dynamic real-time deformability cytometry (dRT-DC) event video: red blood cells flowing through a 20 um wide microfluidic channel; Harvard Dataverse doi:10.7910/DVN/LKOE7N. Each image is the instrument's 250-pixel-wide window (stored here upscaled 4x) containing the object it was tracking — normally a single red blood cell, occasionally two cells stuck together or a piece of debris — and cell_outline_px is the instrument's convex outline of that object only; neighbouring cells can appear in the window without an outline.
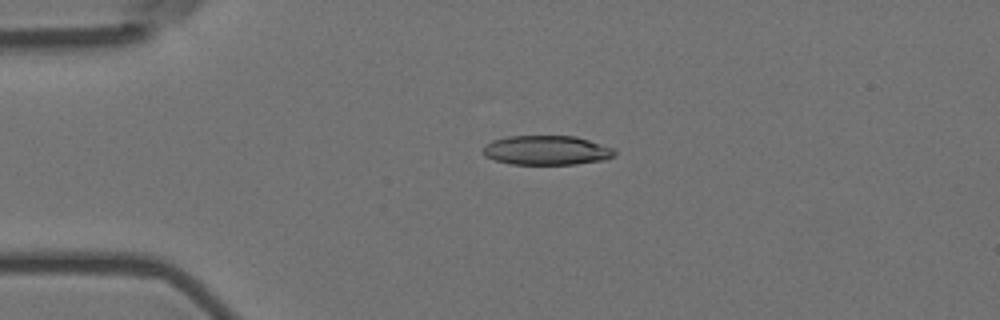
{"species": "Egyptian fruit bat (a non-hibernating species)", "species_latin": "Rousettus aegyptiacus", "temperature_condition": "room temperature", "stored_images_in_passage": 5, "camera_frame_rate_fps": 3000, "um_per_image_px": 0.085, "animal": {"sex": "female"}, "frame": {"image": 1, "passage_image": 4, "time_ms": 1.0, "image_size_px": [1000, 320], "cell_outline_px": [[616, 152], [612, 156], [604, 160], [576, 164], [512, 164], [496, 160], [484, 156], [484, 148], [492, 140], [504, 136], [576, 136], [612, 148]], "centroid_in_image_um": [46.45, 12.77], "position_along_channel_um": 38.6, "area_um2": 22.31}}